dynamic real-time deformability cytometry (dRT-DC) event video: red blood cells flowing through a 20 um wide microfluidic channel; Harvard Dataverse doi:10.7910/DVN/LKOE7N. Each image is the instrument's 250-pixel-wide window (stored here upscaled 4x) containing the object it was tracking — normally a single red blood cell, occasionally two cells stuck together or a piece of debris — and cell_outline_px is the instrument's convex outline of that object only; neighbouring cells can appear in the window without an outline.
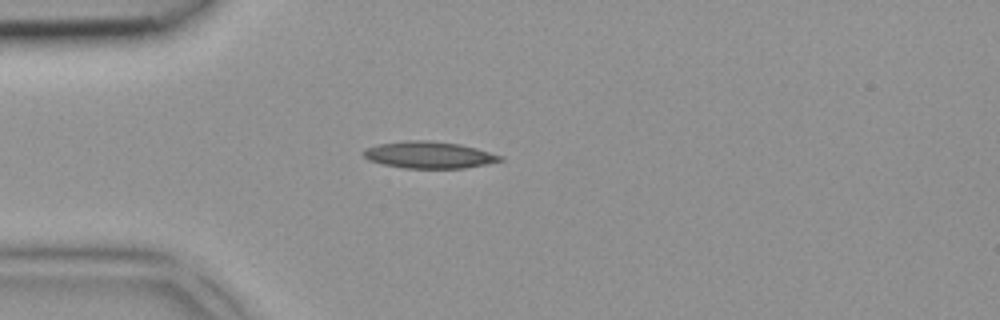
{"species": "common noctule bat (a hibernating species)", "species_latin": "Nyctalus noctula", "temperature_condition": "room temperature", "stored_images_in_passage": 1, "camera_frame_rate_fps": 3000, "um_per_image_px": 0.085, "animal": {"sex": "female", "body_mass_g": 18.4}, "frame": {"image": 1, "passage_image": 1, "time_ms": 0.0, "image_size_px": [1000, 320], "cell_outline_px": [[504, 160], [464, 168], [404, 168], [384, 164], [368, 160], [360, 152], [364, 148], [380, 144], [408, 140], [428, 140], [460, 144], [476, 148], [504, 156]], "centroid_in_image_um": [36.45, 13.16], "position_along_channel_um": 48.5, "area_um2": 21.33}}